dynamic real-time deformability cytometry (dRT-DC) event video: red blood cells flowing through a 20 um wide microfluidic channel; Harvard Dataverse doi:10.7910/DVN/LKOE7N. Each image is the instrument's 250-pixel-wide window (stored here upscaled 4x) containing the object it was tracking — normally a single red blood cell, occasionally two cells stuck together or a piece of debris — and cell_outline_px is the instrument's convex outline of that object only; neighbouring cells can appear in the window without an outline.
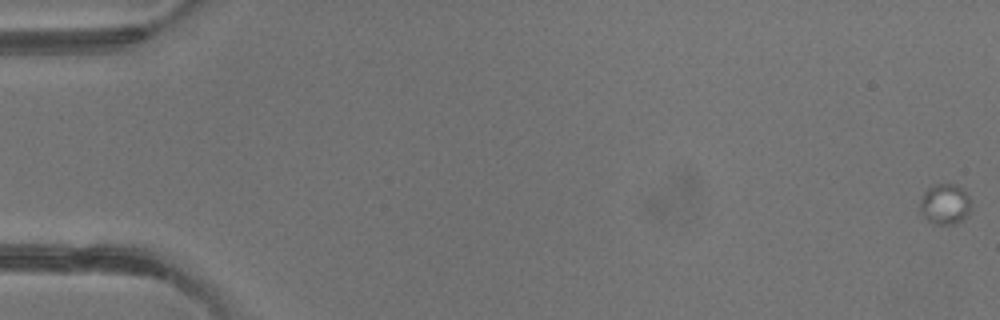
{"species": "common noctule bat (a hibernating species)", "species_latin": "Nyctalus noctula", "temperature_condition": "warm", "stored_images_in_passage": 4, "camera_frame_rate_fps": 3000, "um_per_image_px": 0.085, "animal": {"sex": "male", "body_mass_g": 13.3}, "frame": {"image": 1, "passage_image": 1, "time_ms": 0.0, "image_size_px": [1000, 320], "cell_outline_px": [[968, 216], [956, 224], [932, 224], [920, 212], [920, 200], [924, 192], [932, 184], [956, 184], [968, 196]], "centroid_in_image_um": [80.27, 17.36], "position_along_channel_um": 4.7, "area_um2": 11.91}}